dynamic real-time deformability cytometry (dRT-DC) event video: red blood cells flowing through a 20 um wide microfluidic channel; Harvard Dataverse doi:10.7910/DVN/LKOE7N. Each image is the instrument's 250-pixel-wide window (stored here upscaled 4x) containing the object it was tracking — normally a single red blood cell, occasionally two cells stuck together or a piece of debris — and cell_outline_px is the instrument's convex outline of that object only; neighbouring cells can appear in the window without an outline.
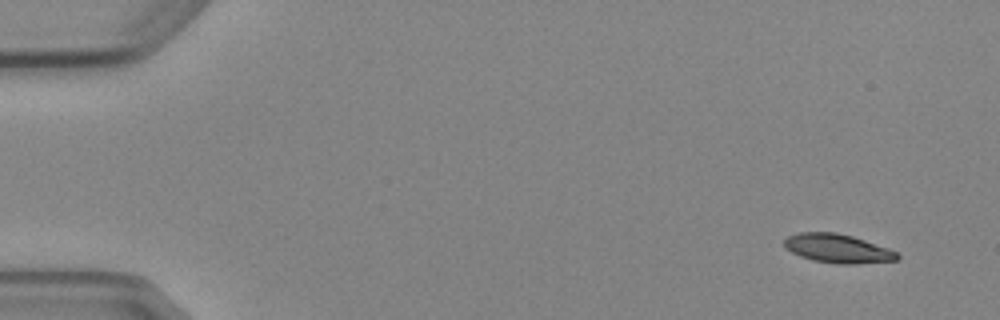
{"species": "Egyptian fruit bat (a non-hibernating species)", "species_latin": "Rousettus aegyptiacus", "temperature_condition": "cold", "stored_images_in_passage": 5, "camera_frame_rate_fps": 3000, "um_per_image_px": 0.085, "animal": {"sex": "female"}, "frame": {"image": 1, "passage_image": 1, "time_ms": 0.0, "image_size_px": [1000, 320], "cell_outline_px": [[900, 260], [856, 264], [836, 264], [812, 260], [800, 256], [784, 248], [784, 240], [788, 236], [800, 232], [836, 232], [852, 236], [888, 248], [896, 252], [900, 256]], "centroid_in_image_um": [71.2, 21.13], "position_along_channel_um": 13.8, "area_um2": 19.07}}
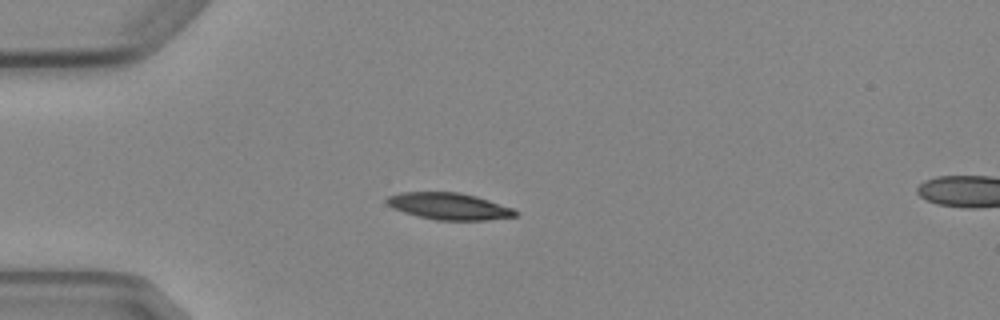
{"frame": {"image": 2, "passage_image": 4, "time_ms": 3.667, "image_size_px": [1000, 320], "cell_outline_px": [[520, 212], [516, 216], [488, 220], [436, 220], [416, 216], [392, 208], [384, 200], [388, 196], [400, 192], [460, 192], [476, 196], [512, 208]], "centroid_in_image_um": [38.15, 17.53], "position_along_channel_um": 46.9, "area_um2": 20.11}}